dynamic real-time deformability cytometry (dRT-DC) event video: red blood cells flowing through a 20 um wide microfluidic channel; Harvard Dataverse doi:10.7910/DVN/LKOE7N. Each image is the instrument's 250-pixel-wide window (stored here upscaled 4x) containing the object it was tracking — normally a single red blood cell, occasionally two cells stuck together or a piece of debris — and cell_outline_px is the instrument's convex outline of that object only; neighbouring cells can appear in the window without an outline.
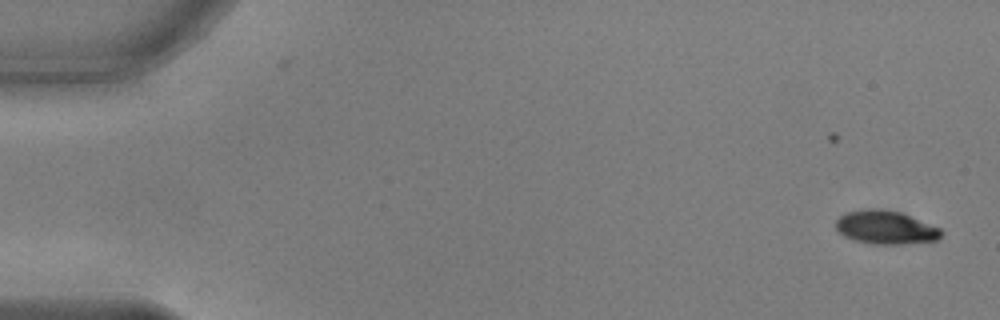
{"species": "common noctule bat (a hibernating species)", "species_latin": "Nyctalus noctula", "temperature_condition": "warm", "stored_images_in_passage": 15, "camera_frame_rate_fps": 3000, "um_per_image_px": 0.085, "animal": {"sex": "male", "body_mass_g": 17.9, "forearm_length_mm": 54.2}, "frame": {"image": 1, "passage_image": 1, "time_ms": 0.0, "image_size_px": [1000, 320], "cell_outline_px": [[944, 232], [936, 240], [904, 244], [872, 244], [856, 240], [844, 236], [836, 228], [836, 220], [844, 212], [864, 208], [880, 208], [900, 212], [940, 228]], "centroid_in_image_um": [75.25, 19.31], "position_along_channel_um": 9.7, "area_um2": 20.58}}
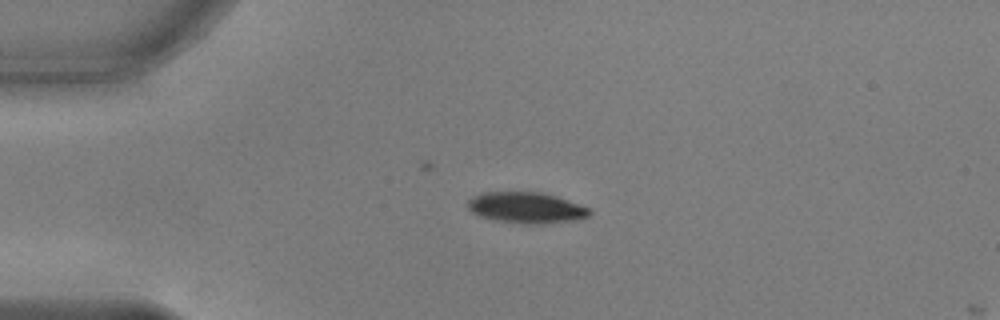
{"frame": {"image": 2, "passage_image": 12, "time_ms": 3.667, "image_size_px": [1000, 320], "cell_outline_px": [[592, 212], [588, 216], [576, 220], [540, 224], [528, 224], [496, 220], [480, 216], [472, 212], [468, 208], [468, 200], [472, 196], [484, 192], [540, 192], [556, 196], [588, 208]], "centroid_in_image_um": [44.71, 17.65], "position_along_channel_um": 40.3, "area_um2": 21.79}}